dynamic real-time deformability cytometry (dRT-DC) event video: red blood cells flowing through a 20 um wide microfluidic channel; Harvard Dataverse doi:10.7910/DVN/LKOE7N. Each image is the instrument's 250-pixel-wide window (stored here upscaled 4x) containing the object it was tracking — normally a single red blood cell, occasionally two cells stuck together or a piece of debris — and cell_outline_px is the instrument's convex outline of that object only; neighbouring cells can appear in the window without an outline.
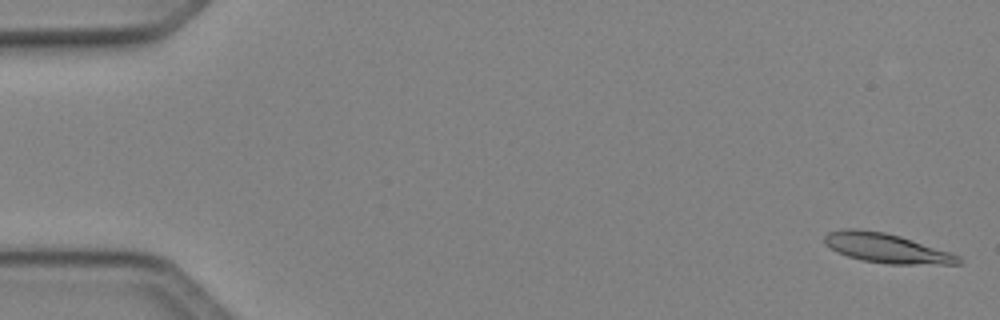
{"species": "Egyptian fruit bat (a non-hibernating species)", "species_latin": "Rousettus aegyptiacus", "temperature_condition": "cold", "stored_images_in_passage": 49, "camera_frame_rate_fps": 3000, "um_per_image_px": 0.085, "animal": {"sex": "female"}, "frame": {"image": 1, "passage_image": 1, "time_ms": 0.0, "image_size_px": [1000, 320], "cell_outline_px": [[964, 260], [960, 264], [888, 264], [860, 260], [836, 252], [824, 244], [824, 236], [828, 232], [844, 228], [856, 228], [884, 232], [900, 236], [960, 256]], "centroid_in_image_um": [75.3, 21.09], "position_along_channel_um": 9.7, "area_um2": 23.0}}
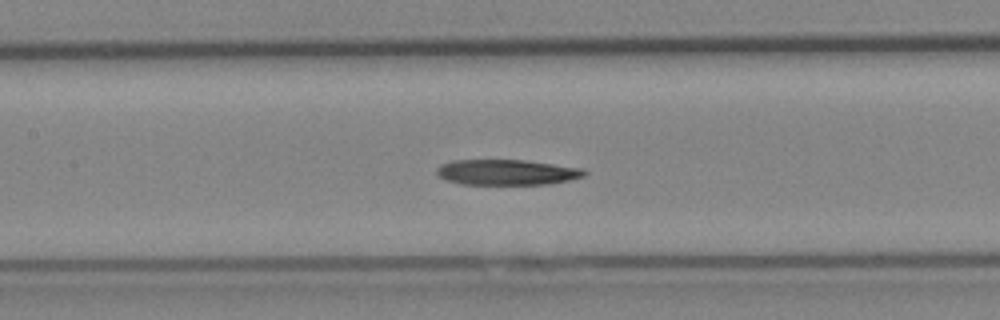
{"frame": {"image": 2, "passage_image": 23, "time_ms": 7.333, "image_size_px": [1000, 320], "cell_outline_px": [[588, 172], [584, 176], [568, 180], [548, 184], [460, 184], [444, 180], [436, 172], [436, 168], [440, 164], [452, 160], [524, 160], [584, 168]], "centroid_in_image_um": [43.06, 14.64], "position_along_channel_um": 164.3, "area_um2": 22.02}}
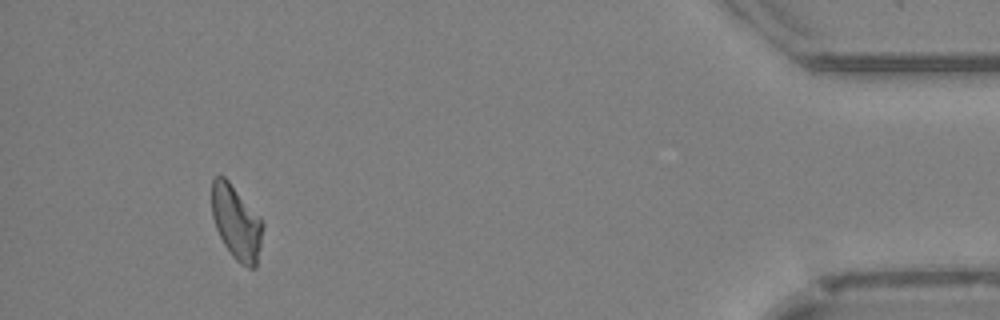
{"frame": {"image": 3, "passage_image": 46, "time_ms": 15.0, "image_size_px": [1000, 320], "cell_outline_px": [[264, 228], [256, 268], [248, 268], [240, 264], [232, 256], [224, 244], [216, 228], [212, 216], [212, 180], [216, 176], [224, 176], [228, 180], [260, 216], [264, 224]], "centroid_in_image_um": [20.11, 18.93], "position_along_channel_um": 415.1, "area_um2": 22.14}, "authors_computed_cell_mechanics": {"area_um2": 22.8888, "velocity_mm_per_s": 4.1017, "shape_relaxation_time_tau1_ms": null, "shape_relaxation_time_tau2_ms": 10.5952, "deformation_change_tau1": null, "deformation_change_tau2": 0.2316}}